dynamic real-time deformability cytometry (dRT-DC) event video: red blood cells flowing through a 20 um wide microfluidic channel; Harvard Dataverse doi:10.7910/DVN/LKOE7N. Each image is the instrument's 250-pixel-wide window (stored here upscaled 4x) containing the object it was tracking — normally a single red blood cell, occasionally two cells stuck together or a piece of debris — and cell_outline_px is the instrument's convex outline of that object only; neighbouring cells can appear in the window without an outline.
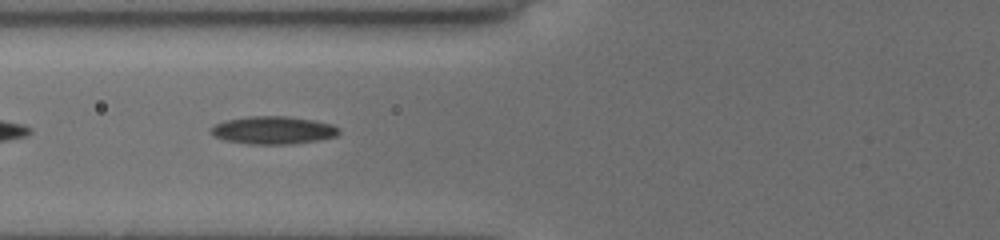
{"species": "common noctule bat (a hibernating species)", "species_latin": "Nyctalus noctula", "temperature_condition": "cold", "stored_images_in_passage": 20, "camera_frame_rate_fps": 3000, "um_per_image_px": 0.085, "animal": {"sex": "female", "body_mass_g": 19.5, "forearm_length_mm": 54.1}, "frame": {"image": 1, "passage_image": 4, "time_ms": 1.0, "image_size_px": [1000, 240], "cell_outline_px": [[340, 132], [336, 136], [316, 140], [292, 144], [248, 144], [224, 140], [208, 132], [216, 124], [224, 120], [248, 116], [288, 116], [316, 120], [332, 124], [340, 128]], "centroid_in_image_um": [23.23, 11.06], "position_along_channel_um": 102.6, "area_um2": 20.87}}